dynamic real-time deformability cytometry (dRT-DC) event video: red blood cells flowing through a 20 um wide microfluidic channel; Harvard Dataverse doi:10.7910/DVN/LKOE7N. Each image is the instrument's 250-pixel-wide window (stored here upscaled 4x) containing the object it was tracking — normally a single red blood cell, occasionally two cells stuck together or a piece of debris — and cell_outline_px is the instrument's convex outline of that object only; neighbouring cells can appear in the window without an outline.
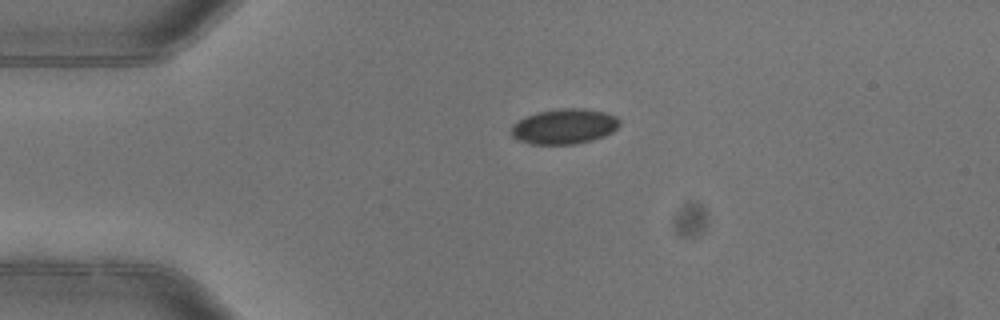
{"species": "common noctule bat (a hibernating species)", "species_latin": "Nyctalus noctula", "temperature_condition": "warm", "stored_images_in_passage": 2, "camera_frame_rate_fps": 3000, "um_per_image_px": 0.085, "animal": {"sex": "female"}, "frame": {"image": 1, "passage_image": 1, "time_ms": 0.0, "image_size_px": [1000, 320], "cell_outline_px": [[620, 124], [612, 132], [604, 136], [592, 140], [576, 144], [532, 144], [520, 140], [512, 136], [508, 132], [512, 124], [536, 112], [564, 108], [580, 108], [604, 112], [616, 116], [620, 120]], "centroid_in_image_um": [47.95, 10.75], "position_along_channel_um": 37.0, "area_um2": 22.2}}